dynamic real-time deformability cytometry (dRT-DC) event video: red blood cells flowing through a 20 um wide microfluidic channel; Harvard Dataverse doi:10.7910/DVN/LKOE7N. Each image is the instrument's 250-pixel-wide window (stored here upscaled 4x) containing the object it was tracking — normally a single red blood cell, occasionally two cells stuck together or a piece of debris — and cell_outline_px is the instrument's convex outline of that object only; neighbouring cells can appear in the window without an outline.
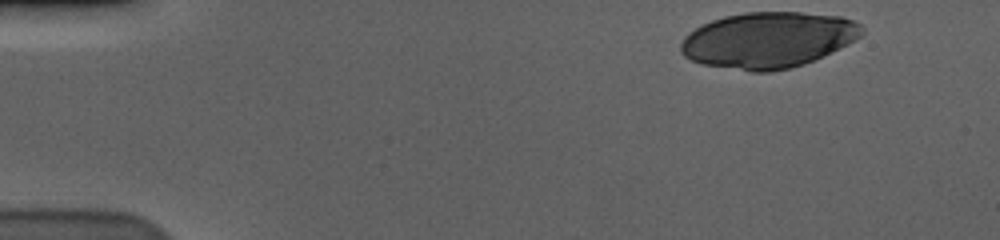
{"species": "human", "species_latin": "Homo sapiens", "temperature_condition": "cold", "stored_images_in_passage": 17, "camera_frame_rate_fps": 3000, "um_per_image_px": 0.085, "donor": {"sex": "male"}, "frame": {"image": 1, "passage_image": 1, "time_ms": 0.0, "image_size_px": [1000, 240], "cell_outline_px": [[864, 32], [856, 40], [848, 44], [804, 64], [792, 68], [772, 72], [752, 72], [700, 64], [684, 56], [680, 52], [680, 44], [684, 36], [688, 32], [712, 20], [724, 16], [744, 12], [800, 12], [840, 16], [852, 20], [860, 24], [864, 28]], "centroid_in_image_um": [65.28, 3.4], "position_along_channel_um": 19.7, "area_um2": 59.25}}